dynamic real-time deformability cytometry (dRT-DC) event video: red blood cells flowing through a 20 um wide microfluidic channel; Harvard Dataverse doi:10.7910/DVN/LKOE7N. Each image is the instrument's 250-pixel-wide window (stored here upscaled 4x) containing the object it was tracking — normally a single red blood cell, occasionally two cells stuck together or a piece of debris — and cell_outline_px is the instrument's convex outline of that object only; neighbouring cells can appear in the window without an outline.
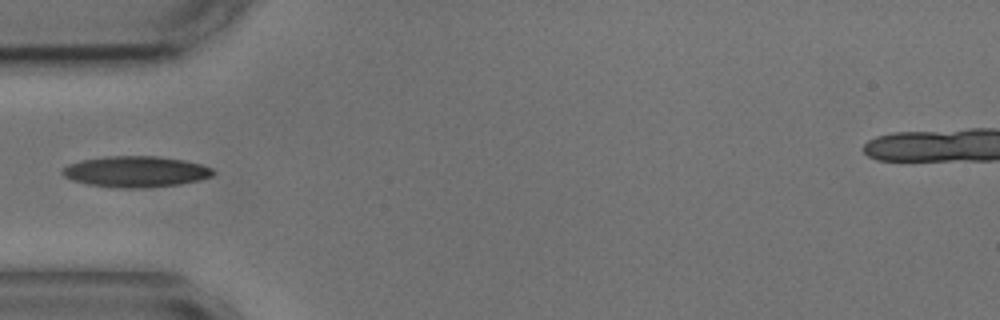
{"species": "common noctule bat (a hibernating species)", "species_latin": "Nyctalus noctula", "temperature_condition": "cold", "stored_images_in_passage": 4, "camera_frame_rate_fps": 3000, "um_per_image_px": 0.085, "animal": {"sex": "male", "body_mass_g": 17.9, "forearm_length_mm": 54.2}, "frame": {"image": 1, "passage_image": 4, "time_ms": 3.333, "image_size_px": [1000, 320], "cell_outline_px": [[216, 172], [212, 176], [200, 180], [180, 184], [144, 188], [116, 188], [88, 184], [72, 180], [64, 176], [60, 172], [68, 164], [84, 160], [104, 156], [156, 156], [184, 160], [200, 164], [212, 168]], "centroid_in_image_um": [11.55, 14.59], "position_along_channel_um": 73.4, "area_um2": 27.28}}